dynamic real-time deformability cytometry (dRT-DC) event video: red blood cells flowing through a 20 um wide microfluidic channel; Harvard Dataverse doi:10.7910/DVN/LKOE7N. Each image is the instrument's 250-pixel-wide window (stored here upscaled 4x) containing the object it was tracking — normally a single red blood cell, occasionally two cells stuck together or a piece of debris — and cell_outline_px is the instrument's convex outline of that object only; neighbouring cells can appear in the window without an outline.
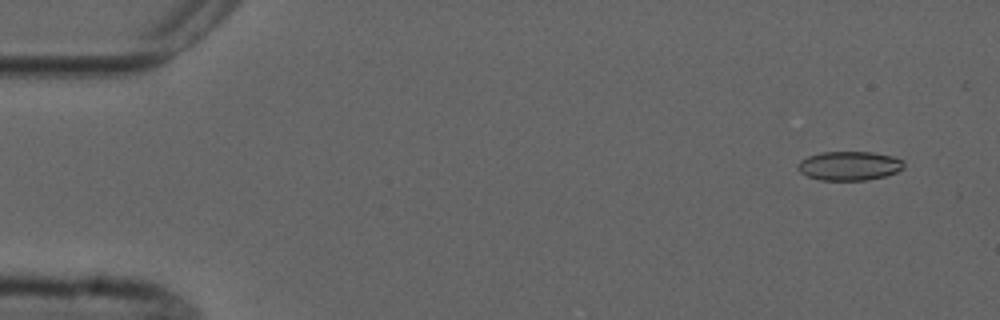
{"species": "common noctule bat (a hibernating species)", "species_latin": "Nyctalus noctula", "temperature_condition": "cold", "stored_images_in_passage": 6, "camera_frame_rate_fps": 3000, "um_per_image_px": 0.085, "animal": {"sex": "male", "forearm_length_mm": 52.5}, "frame": {"image": 1, "passage_image": 1, "time_ms": 0.0, "image_size_px": [1000, 320], "cell_outline_px": [[904, 168], [896, 172], [884, 176], [868, 180], [820, 180], [808, 176], [800, 172], [796, 168], [796, 164], [800, 160], [808, 156], [820, 152], [872, 152], [892, 156], [904, 160]], "centroid_in_image_um": [72.17, 14.09], "position_along_channel_um": 12.8, "area_um2": 18.09}}
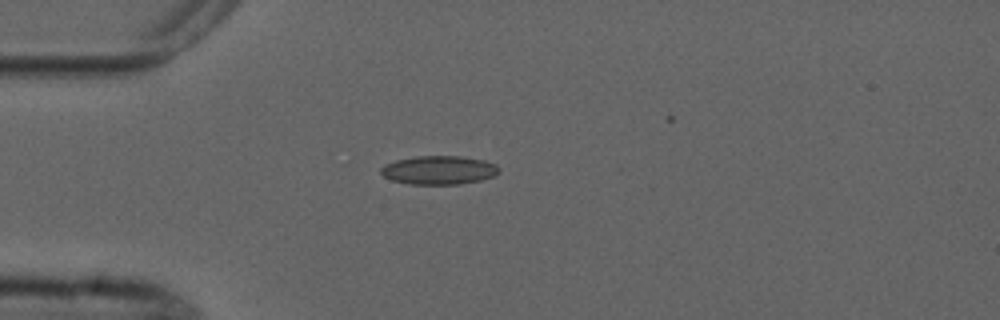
{"frame": {"image": 2, "passage_image": 4, "time_ms": 3.667, "image_size_px": [1000, 320], "cell_outline_px": [[500, 172], [496, 176], [480, 180], [460, 184], [408, 184], [392, 180], [384, 176], [380, 172], [380, 168], [384, 164], [396, 160], [416, 156], [460, 156], [484, 160], [496, 164], [500, 168]], "centroid_in_image_um": [37.33, 14.46], "position_along_channel_um": 47.7, "area_um2": 19.88}}